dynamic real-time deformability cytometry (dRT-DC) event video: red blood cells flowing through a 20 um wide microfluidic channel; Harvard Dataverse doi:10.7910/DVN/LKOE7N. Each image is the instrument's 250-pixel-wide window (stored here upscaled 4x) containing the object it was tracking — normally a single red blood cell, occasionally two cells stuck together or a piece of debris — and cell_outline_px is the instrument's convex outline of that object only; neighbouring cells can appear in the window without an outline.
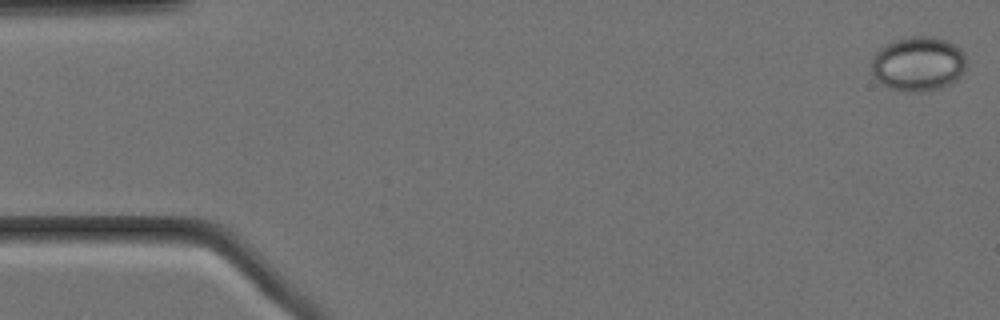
{"species": "Egyptian fruit bat (a non-hibernating species)", "species_latin": "Rousettus aegyptiacus", "temperature_condition": "cold", "stored_images_in_passage": 9, "camera_frame_rate_fps": 3000, "um_per_image_px": 0.085, "animal": {"sex": "female"}, "frame": {"image": 1, "passage_image": 1, "time_ms": 0.0, "image_size_px": [1000, 320], "cell_outline_px": [[964, 68], [960, 76], [952, 84], [940, 88], [924, 92], [904, 92], [888, 88], [876, 80], [872, 72], [872, 60], [876, 52], [880, 48], [892, 40], [908, 36], [932, 36], [948, 40], [956, 44], [964, 52]], "centroid_in_image_um": [78.04, 5.43], "position_along_channel_um": 7.0, "area_um2": 30.63}}